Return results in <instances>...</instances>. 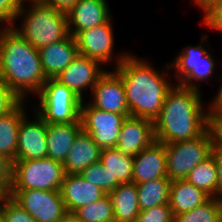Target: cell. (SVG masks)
<instances>
[{
  "label": "cell",
  "mask_w": 222,
  "mask_h": 222,
  "mask_svg": "<svg viewBox=\"0 0 222 222\" xmlns=\"http://www.w3.org/2000/svg\"><path fill=\"white\" fill-rule=\"evenodd\" d=\"M21 0H0V23L11 26L22 8Z\"/></svg>",
  "instance_id": "cell-34"
},
{
  "label": "cell",
  "mask_w": 222,
  "mask_h": 222,
  "mask_svg": "<svg viewBox=\"0 0 222 222\" xmlns=\"http://www.w3.org/2000/svg\"><path fill=\"white\" fill-rule=\"evenodd\" d=\"M210 196L185 179L173 180L169 189V205L173 215L191 211L206 202Z\"/></svg>",
  "instance_id": "cell-23"
},
{
  "label": "cell",
  "mask_w": 222,
  "mask_h": 222,
  "mask_svg": "<svg viewBox=\"0 0 222 222\" xmlns=\"http://www.w3.org/2000/svg\"><path fill=\"white\" fill-rule=\"evenodd\" d=\"M13 162L0 154V196L8 194L12 184Z\"/></svg>",
  "instance_id": "cell-36"
},
{
  "label": "cell",
  "mask_w": 222,
  "mask_h": 222,
  "mask_svg": "<svg viewBox=\"0 0 222 222\" xmlns=\"http://www.w3.org/2000/svg\"><path fill=\"white\" fill-rule=\"evenodd\" d=\"M57 222H82L74 213L67 212L60 220Z\"/></svg>",
  "instance_id": "cell-42"
},
{
  "label": "cell",
  "mask_w": 222,
  "mask_h": 222,
  "mask_svg": "<svg viewBox=\"0 0 222 222\" xmlns=\"http://www.w3.org/2000/svg\"><path fill=\"white\" fill-rule=\"evenodd\" d=\"M202 95L197 89L174 84L154 121L155 140L168 144L200 137L210 127L207 103H202Z\"/></svg>",
  "instance_id": "cell-2"
},
{
  "label": "cell",
  "mask_w": 222,
  "mask_h": 222,
  "mask_svg": "<svg viewBox=\"0 0 222 222\" xmlns=\"http://www.w3.org/2000/svg\"><path fill=\"white\" fill-rule=\"evenodd\" d=\"M154 140L153 121L129 116L123 121L116 148L122 154L135 157Z\"/></svg>",
  "instance_id": "cell-15"
},
{
  "label": "cell",
  "mask_w": 222,
  "mask_h": 222,
  "mask_svg": "<svg viewBox=\"0 0 222 222\" xmlns=\"http://www.w3.org/2000/svg\"><path fill=\"white\" fill-rule=\"evenodd\" d=\"M135 222H173V214L169 204H160L140 211Z\"/></svg>",
  "instance_id": "cell-32"
},
{
  "label": "cell",
  "mask_w": 222,
  "mask_h": 222,
  "mask_svg": "<svg viewBox=\"0 0 222 222\" xmlns=\"http://www.w3.org/2000/svg\"><path fill=\"white\" fill-rule=\"evenodd\" d=\"M21 119L15 160L42 159L48 156L47 123L32 109ZM32 119H30L31 117Z\"/></svg>",
  "instance_id": "cell-13"
},
{
  "label": "cell",
  "mask_w": 222,
  "mask_h": 222,
  "mask_svg": "<svg viewBox=\"0 0 222 222\" xmlns=\"http://www.w3.org/2000/svg\"><path fill=\"white\" fill-rule=\"evenodd\" d=\"M216 167L218 174V198H222V150H216Z\"/></svg>",
  "instance_id": "cell-40"
},
{
  "label": "cell",
  "mask_w": 222,
  "mask_h": 222,
  "mask_svg": "<svg viewBox=\"0 0 222 222\" xmlns=\"http://www.w3.org/2000/svg\"><path fill=\"white\" fill-rule=\"evenodd\" d=\"M78 1L79 0H44L42 3L68 15Z\"/></svg>",
  "instance_id": "cell-38"
},
{
  "label": "cell",
  "mask_w": 222,
  "mask_h": 222,
  "mask_svg": "<svg viewBox=\"0 0 222 222\" xmlns=\"http://www.w3.org/2000/svg\"><path fill=\"white\" fill-rule=\"evenodd\" d=\"M81 130V122L47 123V157L64 163L68 151L71 149L76 136Z\"/></svg>",
  "instance_id": "cell-21"
},
{
  "label": "cell",
  "mask_w": 222,
  "mask_h": 222,
  "mask_svg": "<svg viewBox=\"0 0 222 222\" xmlns=\"http://www.w3.org/2000/svg\"><path fill=\"white\" fill-rule=\"evenodd\" d=\"M127 117L124 114L102 111L84 100L81 105L82 129L101 148L116 147L121 126Z\"/></svg>",
  "instance_id": "cell-10"
},
{
  "label": "cell",
  "mask_w": 222,
  "mask_h": 222,
  "mask_svg": "<svg viewBox=\"0 0 222 222\" xmlns=\"http://www.w3.org/2000/svg\"><path fill=\"white\" fill-rule=\"evenodd\" d=\"M11 27L37 50L69 35L67 14L43 3L23 4Z\"/></svg>",
  "instance_id": "cell-4"
},
{
  "label": "cell",
  "mask_w": 222,
  "mask_h": 222,
  "mask_svg": "<svg viewBox=\"0 0 222 222\" xmlns=\"http://www.w3.org/2000/svg\"><path fill=\"white\" fill-rule=\"evenodd\" d=\"M68 33L79 32L106 23L111 17L108 0H79L68 13Z\"/></svg>",
  "instance_id": "cell-16"
},
{
  "label": "cell",
  "mask_w": 222,
  "mask_h": 222,
  "mask_svg": "<svg viewBox=\"0 0 222 222\" xmlns=\"http://www.w3.org/2000/svg\"><path fill=\"white\" fill-rule=\"evenodd\" d=\"M38 51L46 78H55L79 55L76 40L70 34Z\"/></svg>",
  "instance_id": "cell-19"
},
{
  "label": "cell",
  "mask_w": 222,
  "mask_h": 222,
  "mask_svg": "<svg viewBox=\"0 0 222 222\" xmlns=\"http://www.w3.org/2000/svg\"><path fill=\"white\" fill-rule=\"evenodd\" d=\"M209 121L214 137L213 149L222 150V118L209 119Z\"/></svg>",
  "instance_id": "cell-39"
},
{
  "label": "cell",
  "mask_w": 222,
  "mask_h": 222,
  "mask_svg": "<svg viewBox=\"0 0 222 222\" xmlns=\"http://www.w3.org/2000/svg\"><path fill=\"white\" fill-rule=\"evenodd\" d=\"M194 5H196L198 10L200 9L204 12L210 5H212L216 0H191Z\"/></svg>",
  "instance_id": "cell-41"
},
{
  "label": "cell",
  "mask_w": 222,
  "mask_h": 222,
  "mask_svg": "<svg viewBox=\"0 0 222 222\" xmlns=\"http://www.w3.org/2000/svg\"><path fill=\"white\" fill-rule=\"evenodd\" d=\"M74 214L82 222H115L113 205L109 194L91 204L77 209Z\"/></svg>",
  "instance_id": "cell-29"
},
{
  "label": "cell",
  "mask_w": 222,
  "mask_h": 222,
  "mask_svg": "<svg viewBox=\"0 0 222 222\" xmlns=\"http://www.w3.org/2000/svg\"><path fill=\"white\" fill-rule=\"evenodd\" d=\"M32 109L48 124L81 122L83 100L54 78H47Z\"/></svg>",
  "instance_id": "cell-6"
},
{
  "label": "cell",
  "mask_w": 222,
  "mask_h": 222,
  "mask_svg": "<svg viewBox=\"0 0 222 222\" xmlns=\"http://www.w3.org/2000/svg\"><path fill=\"white\" fill-rule=\"evenodd\" d=\"M3 213L6 222H36L28 212L8 194L3 195Z\"/></svg>",
  "instance_id": "cell-31"
},
{
  "label": "cell",
  "mask_w": 222,
  "mask_h": 222,
  "mask_svg": "<svg viewBox=\"0 0 222 222\" xmlns=\"http://www.w3.org/2000/svg\"><path fill=\"white\" fill-rule=\"evenodd\" d=\"M0 79L21 101L35 97L47 81L39 51L11 26L0 27Z\"/></svg>",
  "instance_id": "cell-3"
},
{
  "label": "cell",
  "mask_w": 222,
  "mask_h": 222,
  "mask_svg": "<svg viewBox=\"0 0 222 222\" xmlns=\"http://www.w3.org/2000/svg\"><path fill=\"white\" fill-rule=\"evenodd\" d=\"M215 96L207 102L209 119L222 118V79Z\"/></svg>",
  "instance_id": "cell-37"
},
{
  "label": "cell",
  "mask_w": 222,
  "mask_h": 222,
  "mask_svg": "<svg viewBox=\"0 0 222 222\" xmlns=\"http://www.w3.org/2000/svg\"><path fill=\"white\" fill-rule=\"evenodd\" d=\"M29 101H21L9 113L0 116V154L11 160L16 159L18 130L21 119L28 113L26 104Z\"/></svg>",
  "instance_id": "cell-22"
},
{
  "label": "cell",
  "mask_w": 222,
  "mask_h": 222,
  "mask_svg": "<svg viewBox=\"0 0 222 222\" xmlns=\"http://www.w3.org/2000/svg\"><path fill=\"white\" fill-rule=\"evenodd\" d=\"M185 180L203 190L210 197L218 198V174L216 167V149L203 162L195 166Z\"/></svg>",
  "instance_id": "cell-25"
},
{
  "label": "cell",
  "mask_w": 222,
  "mask_h": 222,
  "mask_svg": "<svg viewBox=\"0 0 222 222\" xmlns=\"http://www.w3.org/2000/svg\"><path fill=\"white\" fill-rule=\"evenodd\" d=\"M101 150L91 136L82 129L63 163L65 174H80L91 164L100 161Z\"/></svg>",
  "instance_id": "cell-20"
},
{
  "label": "cell",
  "mask_w": 222,
  "mask_h": 222,
  "mask_svg": "<svg viewBox=\"0 0 222 222\" xmlns=\"http://www.w3.org/2000/svg\"><path fill=\"white\" fill-rule=\"evenodd\" d=\"M170 183L168 177H162L136 184L140 211L169 204Z\"/></svg>",
  "instance_id": "cell-26"
},
{
  "label": "cell",
  "mask_w": 222,
  "mask_h": 222,
  "mask_svg": "<svg viewBox=\"0 0 222 222\" xmlns=\"http://www.w3.org/2000/svg\"><path fill=\"white\" fill-rule=\"evenodd\" d=\"M109 195L115 222H135L140 214L136 184H119Z\"/></svg>",
  "instance_id": "cell-24"
},
{
  "label": "cell",
  "mask_w": 222,
  "mask_h": 222,
  "mask_svg": "<svg viewBox=\"0 0 222 222\" xmlns=\"http://www.w3.org/2000/svg\"><path fill=\"white\" fill-rule=\"evenodd\" d=\"M113 18L111 17L106 23L83 30L74 38L78 46L80 55L99 61L104 67L111 65V68H116L129 54L128 52L115 51V36L113 30ZM119 54V55H118ZM115 55V56H114ZM115 62V63H114Z\"/></svg>",
  "instance_id": "cell-9"
},
{
  "label": "cell",
  "mask_w": 222,
  "mask_h": 222,
  "mask_svg": "<svg viewBox=\"0 0 222 222\" xmlns=\"http://www.w3.org/2000/svg\"><path fill=\"white\" fill-rule=\"evenodd\" d=\"M130 53L114 70L124 84L130 116L155 121L160 115L167 91L174 85L170 80V65L162 70L137 54Z\"/></svg>",
  "instance_id": "cell-1"
},
{
  "label": "cell",
  "mask_w": 222,
  "mask_h": 222,
  "mask_svg": "<svg viewBox=\"0 0 222 222\" xmlns=\"http://www.w3.org/2000/svg\"><path fill=\"white\" fill-rule=\"evenodd\" d=\"M21 99L0 79V116L13 110Z\"/></svg>",
  "instance_id": "cell-35"
},
{
  "label": "cell",
  "mask_w": 222,
  "mask_h": 222,
  "mask_svg": "<svg viewBox=\"0 0 222 222\" xmlns=\"http://www.w3.org/2000/svg\"><path fill=\"white\" fill-rule=\"evenodd\" d=\"M64 165L51 158L15 160L10 190L60 191Z\"/></svg>",
  "instance_id": "cell-7"
},
{
  "label": "cell",
  "mask_w": 222,
  "mask_h": 222,
  "mask_svg": "<svg viewBox=\"0 0 222 222\" xmlns=\"http://www.w3.org/2000/svg\"><path fill=\"white\" fill-rule=\"evenodd\" d=\"M201 24L215 33L222 34V0H216L203 13Z\"/></svg>",
  "instance_id": "cell-33"
},
{
  "label": "cell",
  "mask_w": 222,
  "mask_h": 222,
  "mask_svg": "<svg viewBox=\"0 0 222 222\" xmlns=\"http://www.w3.org/2000/svg\"><path fill=\"white\" fill-rule=\"evenodd\" d=\"M207 38L205 33L202 34L200 44L185 46L176 57L174 56L173 61L169 62L171 72H175L173 74L176 80L174 84L202 91L200 87L202 84L200 83L210 79L213 81L214 76L215 78L218 77L219 80L221 79L215 73L218 65H216V60L212 56L213 54L210 51L212 47ZM205 43L208 44L209 49Z\"/></svg>",
  "instance_id": "cell-5"
},
{
  "label": "cell",
  "mask_w": 222,
  "mask_h": 222,
  "mask_svg": "<svg viewBox=\"0 0 222 222\" xmlns=\"http://www.w3.org/2000/svg\"><path fill=\"white\" fill-rule=\"evenodd\" d=\"M87 101L92 107L130 116L124 84L120 75L114 70H106L93 87Z\"/></svg>",
  "instance_id": "cell-12"
},
{
  "label": "cell",
  "mask_w": 222,
  "mask_h": 222,
  "mask_svg": "<svg viewBox=\"0 0 222 222\" xmlns=\"http://www.w3.org/2000/svg\"><path fill=\"white\" fill-rule=\"evenodd\" d=\"M44 0H21L22 4L27 3H42Z\"/></svg>",
  "instance_id": "cell-44"
},
{
  "label": "cell",
  "mask_w": 222,
  "mask_h": 222,
  "mask_svg": "<svg viewBox=\"0 0 222 222\" xmlns=\"http://www.w3.org/2000/svg\"><path fill=\"white\" fill-rule=\"evenodd\" d=\"M173 222H222V198L210 197L191 211L173 215Z\"/></svg>",
  "instance_id": "cell-28"
},
{
  "label": "cell",
  "mask_w": 222,
  "mask_h": 222,
  "mask_svg": "<svg viewBox=\"0 0 222 222\" xmlns=\"http://www.w3.org/2000/svg\"><path fill=\"white\" fill-rule=\"evenodd\" d=\"M105 71L106 68L99 61L79 54L54 79L67 86L84 101L85 94L88 90L92 92L93 87Z\"/></svg>",
  "instance_id": "cell-14"
},
{
  "label": "cell",
  "mask_w": 222,
  "mask_h": 222,
  "mask_svg": "<svg viewBox=\"0 0 222 222\" xmlns=\"http://www.w3.org/2000/svg\"><path fill=\"white\" fill-rule=\"evenodd\" d=\"M0 222H6L3 213V195L0 196Z\"/></svg>",
  "instance_id": "cell-43"
},
{
  "label": "cell",
  "mask_w": 222,
  "mask_h": 222,
  "mask_svg": "<svg viewBox=\"0 0 222 222\" xmlns=\"http://www.w3.org/2000/svg\"><path fill=\"white\" fill-rule=\"evenodd\" d=\"M8 195L36 222H57L67 213L60 191L9 190Z\"/></svg>",
  "instance_id": "cell-11"
},
{
  "label": "cell",
  "mask_w": 222,
  "mask_h": 222,
  "mask_svg": "<svg viewBox=\"0 0 222 222\" xmlns=\"http://www.w3.org/2000/svg\"><path fill=\"white\" fill-rule=\"evenodd\" d=\"M100 162L121 184L133 182L134 157L120 153L116 147L103 148Z\"/></svg>",
  "instance_id": "cell-27"
},
{
  "label": "cell",
  "mask_w": 222,
  "mask_h": 222,
  "mask_svg": "<svg viewBox=\"0 0 222 222\" xmlns=\"http://www.w3.org/2000/svg\"><path fill=\"white\" fill-rule=\"evenodd\" d=\"M60 193L67 212L71 213L106 195L99 187L85 180L80 174H65Z\"/></svg>",
  "instance_id": "cell-18"
},
{
  "label": "cell",
  "mask_w": 222,
  "mask_h": 222,
  "mask_svg": "<svg viewBox=\"0 0 222 222\" xmlns=\"http://www.w3.org/2000/svg\"><path fill=\"white\" fill-rule=\"evenodd\" d=\"M168 178L185 179L189 172L207 159L214 148V137L209 127L200 137L188 141L165 144Z\"/></svg>",
  "instance_id": "cell-8"
},
{
  "label": "cell",
  "mask_w": 222,
  "mask_h": 222,
  "mask_svg": "<svg viewBox=\"0 0 222 222\" xmlns=\"http://www.w3.org/2000/svg\"><path fill=\"white\" fill-rule=\"evenodd\" d=\"M80 175L88 182L99 187L105 194H110L121 184L117 179H113L112 174L100 161L88 166Z\"/></svg>",
  "instance_id": "cell-30"
},
{
  "label": "cell",
  "mask_w": 222,
  "mask_h": 222,
  "mask_svg": "<svg viewBox=\"0 0 222 222\" xmlns=\"http://www.w3.org/2000/svg\"><path fill=\"white\" fill-rule=\"evenodd\" d=\"M168 177L165 144L154 140L134 157L133 183L139 184L156 178Z\"/></svg>",
  "instance_id": "cell-17"
}]
</instances>
